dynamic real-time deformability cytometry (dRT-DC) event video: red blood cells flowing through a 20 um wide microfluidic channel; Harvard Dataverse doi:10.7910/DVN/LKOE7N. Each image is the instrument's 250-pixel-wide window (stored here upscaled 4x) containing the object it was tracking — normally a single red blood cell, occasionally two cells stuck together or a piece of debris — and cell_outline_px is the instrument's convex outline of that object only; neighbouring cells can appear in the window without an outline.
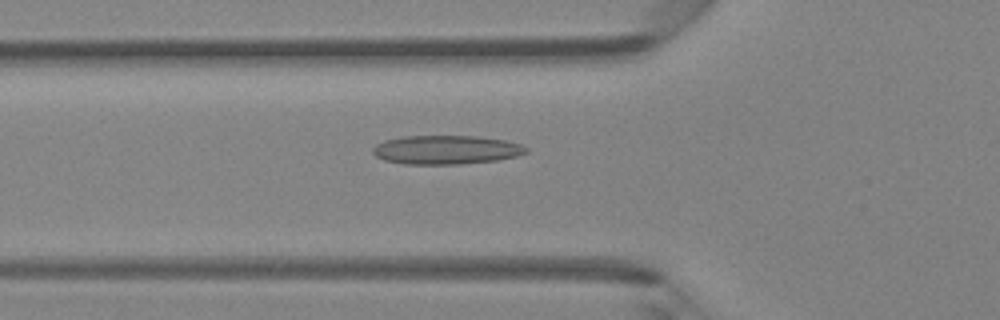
{"species": "Egyptian fruit bat (a non-hibernating species)", "species_latin": "Rousettus aegyptiacus", "temperature_condition": "room temperature", "stored_images_in_passage": 47, "camera_frame_rate_fps": 3000, "um_per_image_px": 0.085, "animal": {"sex": "female"}, "frame": {"image": 1, "passage_image": 17, "time_ms": 5.333, "image_size_px": [1000, 320], "cell_outline_px": [[528, 152], [516, 156], [496, 160], [460, 164], [404, 164], [384, 160], [376, 156], [372, 152], [372, 148], [376, 144], [384, 140], [400, 136], [476, 136], [504, 140], [520, 144], [528, 148]], "centroid_in_image_um": [37.89, 12.73], "position_along_channel_um": 87.9, "area_um2": 25.84}}
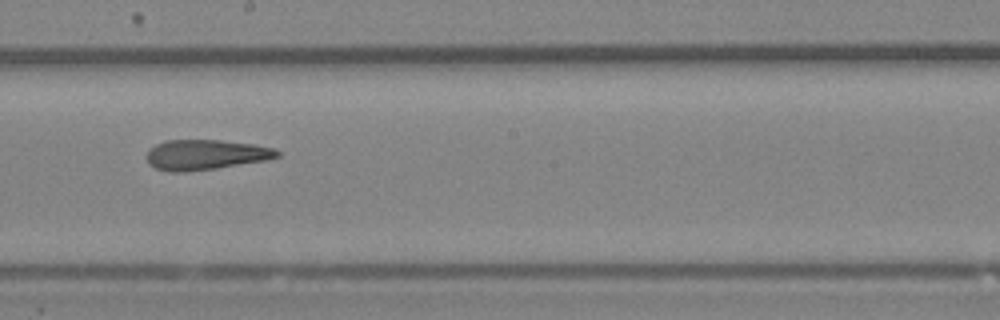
{"frame": {"image": 2, "passage_image": 27, "time_ms": 8.667, "image_size_px": [1000, 320], "cell_outline_px": [[280, 156], [268, 160], [216, 168], [184, 172], [168, 172], [156, 168], [148, 164], [148, 148], [164, 140], [220, 140], [256, 144], [276, 148], [280, 152]], "centroid_in_image_um": [17.5, 13.14], "position_along_channel_um": 230.7, "area_um2": 23.18}}
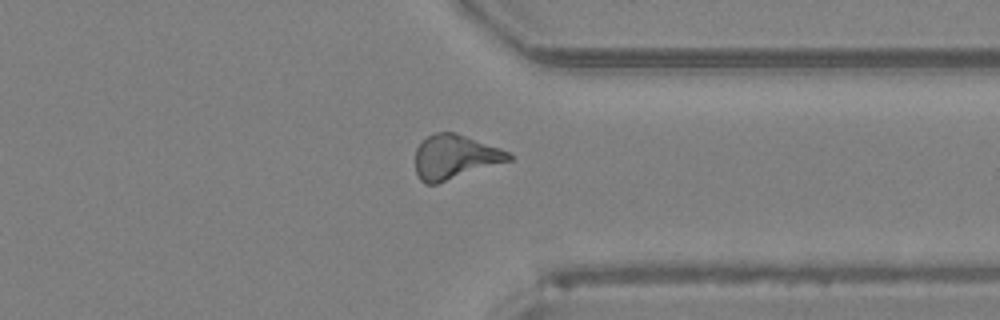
{"frame": {"image": 3, "passage_image": 37, "time_ms": 12.0, "image_size_px": [1000, 320], "cell_outline_px": [[512, 160], [436, 184], [424, 184], [420, 180], [416, 172], [416, 148], [420, 140], [436, 132], [456, 132], [500, 148], [508, 152], [512, 156]], "centroid_in_image_um": [38.64, 13.33], "position_along_channel_um": 372.8, "area_um2": 24.16}, "authors_computed_cell_mechanics": {"area_um2": 23.6402, "velocity_mm_per_s": 4.2827, "shape_relaxation_time_tau1_ms": null, "shape_relaxation_time_tau2_ms": 4.1786, "deformation_change_tau1": null, "deformation_change_tau2": 0.1462}}